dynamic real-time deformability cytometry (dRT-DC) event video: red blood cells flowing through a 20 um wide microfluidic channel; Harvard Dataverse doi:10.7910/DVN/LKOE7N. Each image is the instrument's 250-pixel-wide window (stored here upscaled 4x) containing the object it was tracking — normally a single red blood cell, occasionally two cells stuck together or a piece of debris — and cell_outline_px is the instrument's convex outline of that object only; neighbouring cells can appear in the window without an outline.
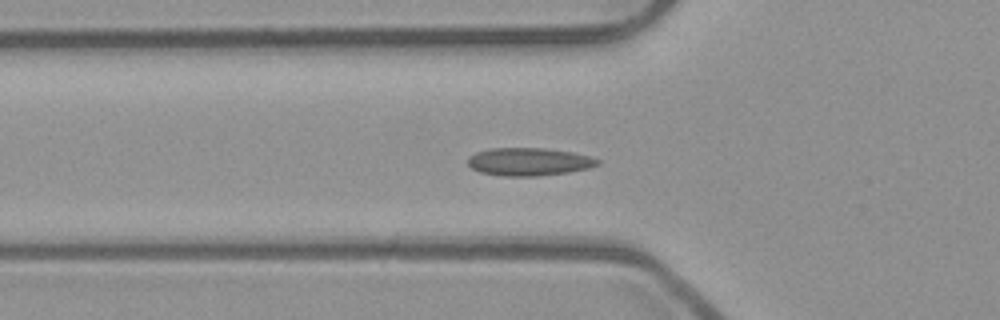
{"species": "common noctule bat (a hibernating species)", "species_latin": "Nyctalus noctula", "temperature_condition": "room temperature", "stored_images_in_passage": 53, "camera_frame_rate_fps": 3000, "um_per_image_px": 0.085, "animal": {"sex": "male", "body_mass_g": 23.1, "forearm_length_mm": 52.7}, "frame": {"image": 1, "passage_image": 18, "time_ms": 5.667, "image_size_px": [1000, 320], "cell_outline_px": [[600, 164], [588, 168], [568, 172], [536, 176], [504, 176], [480, 172], [472, 168], [468, 164], [468, 156], [476, 152], [492, 148], [544, 148], [572, 152], [592, 156], [600, 160]], "centroid_in_image_um": [44.97, 13.74], "position_along_channel_um": 80.8, "area_um2": 21.1}}
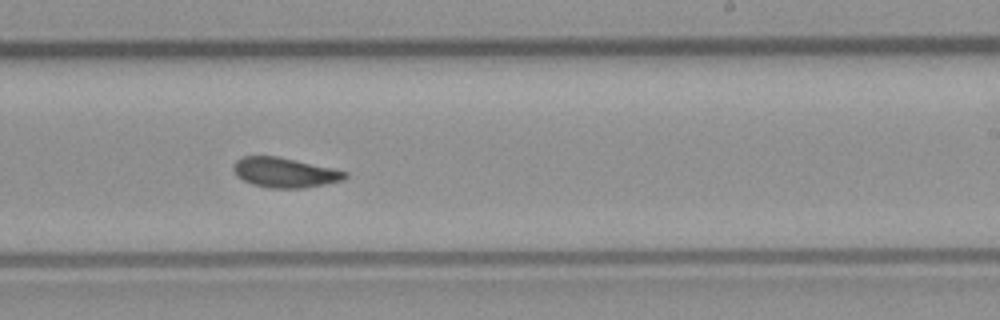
{"frame": {"image": 2, "passage_image": 32, "time_ms": 10.333, "image_size_px": [1000, 320], "cell_outline_px": [[348, 176], [344, 180], [304, 188], [272, 188], [252, 184], [236, 176], [232, 168], [236, 160], [244, 156], [276, 156], [332, 168], [348, 172]], "centroid_in_image_um": [24.19, 14.67], "position_along_channel_um": 264.8, "area_um2": 19.31}}
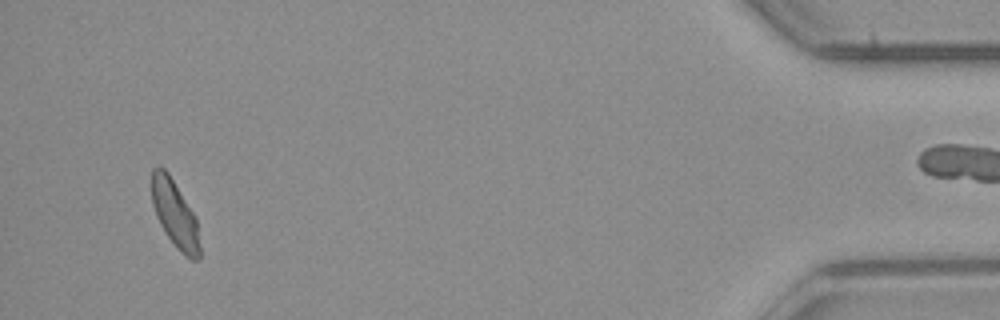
{"frame": {"image": 3, "passage_image": 50, "time_ms": 16.333, "image_size_px": [1000, 320], "cell_outline_px": [[200, 260], [192, 260], [180, 252], [176, 248], [160, 224], [156, 216], [152, 204], [152, 168], [164, 168], [168, 172], [196, 216], [200, 248]], "centroid_in_image_um": [14.88, 18.22], "position_along_channel_um": 420.3, "area_um2": 18.73}, "authors_computed_cell_mechanics": {"area_um2": 19.4208, "velocity_mm_per_s": 3.9206, "shape_relaxation_time_tau1_ms": null, "shape_relaxation_time_tau2_ms": 1.8985, "deformation_change_tau1": null, "deformation_change_tau2": 0.0507}}